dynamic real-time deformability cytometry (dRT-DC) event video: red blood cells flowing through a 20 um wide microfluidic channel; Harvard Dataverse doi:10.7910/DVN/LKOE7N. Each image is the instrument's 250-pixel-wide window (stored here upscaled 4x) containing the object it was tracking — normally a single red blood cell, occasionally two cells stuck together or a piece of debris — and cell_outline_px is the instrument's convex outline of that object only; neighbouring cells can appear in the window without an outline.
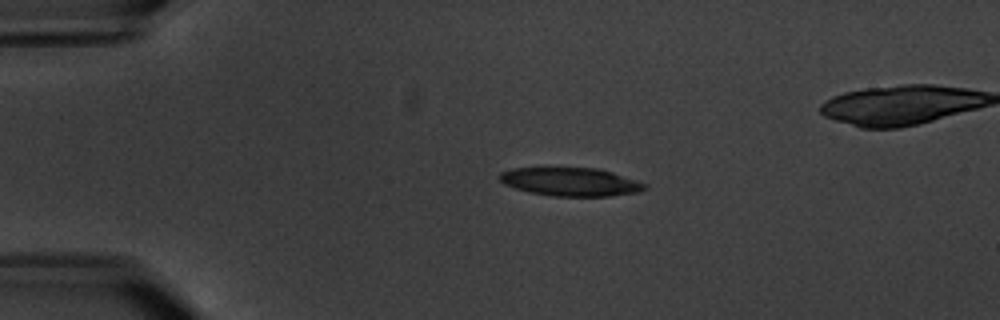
{"species": "common noctule bat (a hibernating species)", "species_latin": "Nyctalus noctula", "temperature_condition": "warm", "stored_images_in_passage": 5, "camera_frame_rate_fps": 3000, "um_per_image_px": 0.085, "animal": {"sex": "male", "body_mass_g": 20.1, "forearm_length_mm": 53.5}, "frame": {"image": 1, "passage_image": 3, "time_ms": 2.333, "image_size_px": [1000, 320], "cell_outline_px": [[648, 188], [636, 192], [608, 196], [552, 196], [528, 192], [504, 184], [496, 176], [500, 172], [512, 168], [596, 168], [612, 172], [648, 184]], "centroid_in_image_um": [48.47, 15.45], "position_along_channel_um": 36.5, "area_um2": 23.99}}